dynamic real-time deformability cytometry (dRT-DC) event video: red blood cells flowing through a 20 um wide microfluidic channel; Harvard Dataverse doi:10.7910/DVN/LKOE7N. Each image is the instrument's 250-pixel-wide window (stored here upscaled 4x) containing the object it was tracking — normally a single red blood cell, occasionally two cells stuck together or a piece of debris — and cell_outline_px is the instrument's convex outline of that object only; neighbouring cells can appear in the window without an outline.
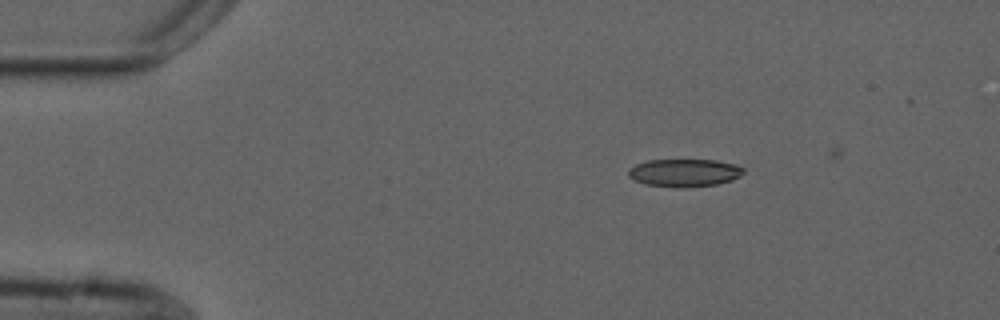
{"species": "common noctule bat (a hibernating species)", "species_latin": "Nyctalus noctula", "temperature_condition": "cold", "stored_images_in_passage": 3, "camera_frame_rate_fps": 3000, "um_per_image_px": 0.085, "animal": {"sex": "male", "forearm_length_mm": 52.5}, "frame": {"image": 1, "passage_image": 1, "time_ms": 0.0, "image_size_px": [1000, 320], "cell_outline_px": [[744, 172], [740, 176], [732, 180], [716, 184], [680, 188], [676, 188], [644, 184], [628, 176], [628, 168], [636, 164], [648, 160], [716, 160], [736, 164], [744, 168]], "centroid_in_image_um": [58.17, 14.68], "position_along_channel_um": 26.8, "area_um2": 18.73}}